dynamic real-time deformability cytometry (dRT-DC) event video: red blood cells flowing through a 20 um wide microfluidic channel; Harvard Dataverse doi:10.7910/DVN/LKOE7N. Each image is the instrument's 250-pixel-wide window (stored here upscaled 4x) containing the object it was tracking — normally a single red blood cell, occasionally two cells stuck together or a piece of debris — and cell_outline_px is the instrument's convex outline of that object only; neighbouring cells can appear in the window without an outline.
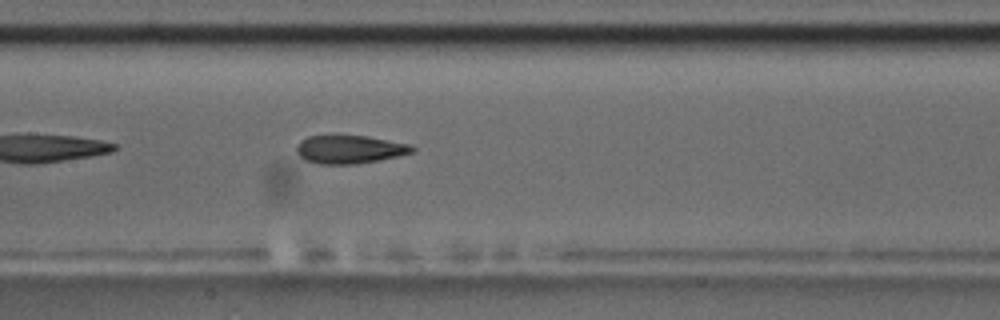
{"species": "common noctule bat (a hibernating species)", "species_latin": "Nyctalus noctula", "temperature_condition": "room temperature", "stored_images_in_passage": 9, "camera_frame_rate_fps": 3000, "um_per_image_px": 0.085, "animal": {"sex": "male", "body_mass_g": 17.5, "forearm_length_mm": 52.3}, "frame": {"image": 1, "passage_image": 9, "time_ms": 10.0, "image_size_px": [1000, 320], "cell_outline_px": [[416, 148], [412, 152], [380, 160], [356, 164], [316, 164], [304, 160], [296, 152], [296, 144], [300, 140], [308, 136], [332, 132], [336, 132], [368, 136], [408, 144]], "centroid_in_image_um": [29.61, 12.65], "position_along_channel_um": 177.8, "area_um2": 19.94}}